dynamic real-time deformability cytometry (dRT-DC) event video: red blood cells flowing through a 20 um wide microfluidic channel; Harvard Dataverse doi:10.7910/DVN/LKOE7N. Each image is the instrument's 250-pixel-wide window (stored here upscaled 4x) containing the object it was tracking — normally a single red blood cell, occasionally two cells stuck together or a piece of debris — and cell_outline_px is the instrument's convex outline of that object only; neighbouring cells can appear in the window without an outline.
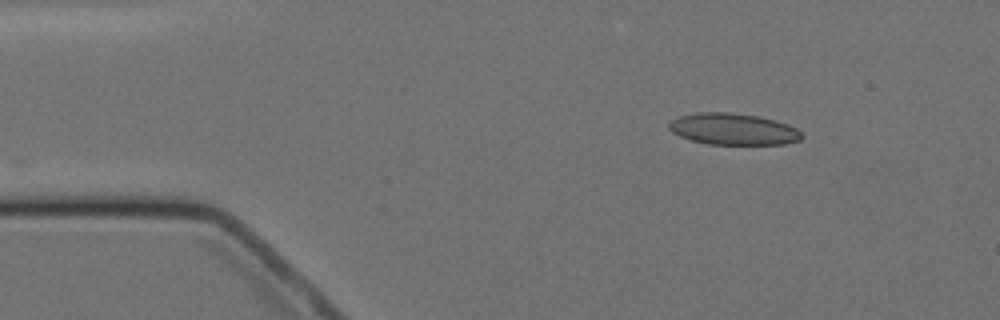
{"species": "Egyptian fruit bat (a non-hibernating species)", "species_latin": "Rousettus aegyptiacus", "temperature_condition": "cold", "stored_images_in_passage": 3, "camera_frame_rate_fps": 3000, "um_per_image_px": 0.085, "animal": {"sex": "female"}, "frame": {"image": 1, "passage_image": 3, "time_ms": 2.333, "image_size_px": [1000, 320], "cell_outline_px": [[804, 136], [800, 140], [784, 144], [708, 144], [692, 140], [680, 136], [672, 132], [668, 128], [668, 124], [672, 120], [680, 116], [696, 112], [728, 112], [760, 116], [776, 120], [788, 124], [796, 128]], "centroid_in_image_um": [62.33, 10.97], "position_along_channel_um": 22.7, "area_um2": 24.45}}